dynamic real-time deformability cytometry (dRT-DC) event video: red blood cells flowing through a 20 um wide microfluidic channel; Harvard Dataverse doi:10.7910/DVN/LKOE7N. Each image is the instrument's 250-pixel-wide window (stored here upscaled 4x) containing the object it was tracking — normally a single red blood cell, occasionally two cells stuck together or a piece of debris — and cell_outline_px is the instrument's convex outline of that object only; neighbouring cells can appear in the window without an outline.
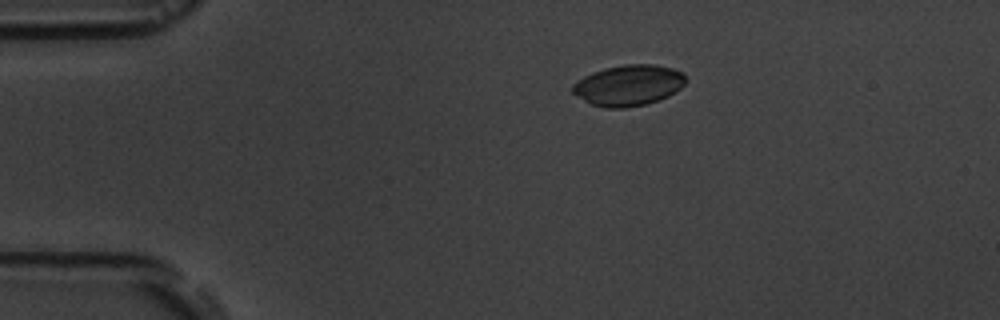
{"species": "common noctule bat (a hibernating species)", "species_latin": "Nyctalus noctula", "temperature_condition": "room temperature", "stored_images_in_passage": 6, "camera_frame_rate_fps": 3000, "um_per_image_px": 0.085, "animal": {"sex": "male", "body_mass_g": 19.5, "forearm_length_mm": 54.6}, "frame": {"image": 1, "passage_image": 3, "time_ms": 2.333, "image_size_px": [1000, 320], "cell_outline_px": [[684, 84], [680, 88], [668, 96], [644, 104], [624, 108], [604, 108], [592, 104], [576, 96], [572, 92], [572, 84], [576, 80], [592, 72], [604, 68], [624, 64], [652, 64], [672, 68], [684, 72]], "centroid_in_image_um": [53.38, 7.24], "position_along_channel_um": 31.6, "area_um2": 26.88}}
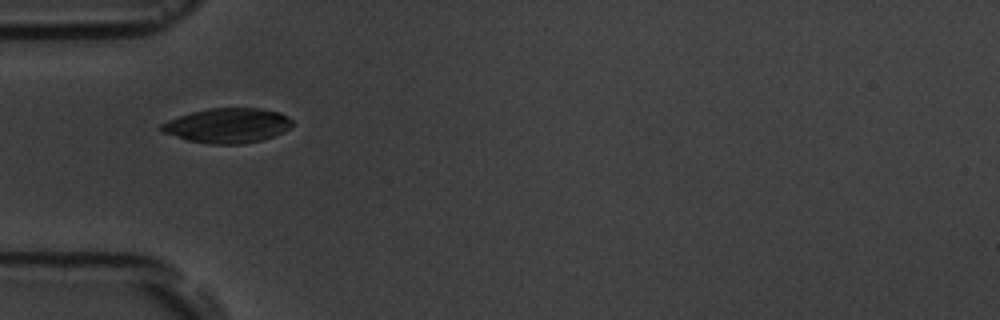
{"frame": {"image": 2, "passage_image": 5, "time_ms": 4.667, "image_size_px": [1000, 320], "cell_outline_px": [[292, 124], [284, 132], [264, 140], [244, 144], [208, 144], [188, 140], [160, 132], [160, 124], [168, 120], [192, 112], [208, 108], [260, 108], [280, 112], [288, 116], [292, 120]], "centroid_in_image_um": [19.35, 10.67], "position_along_channel_um": 65.7, "area_um2": 26.7}}
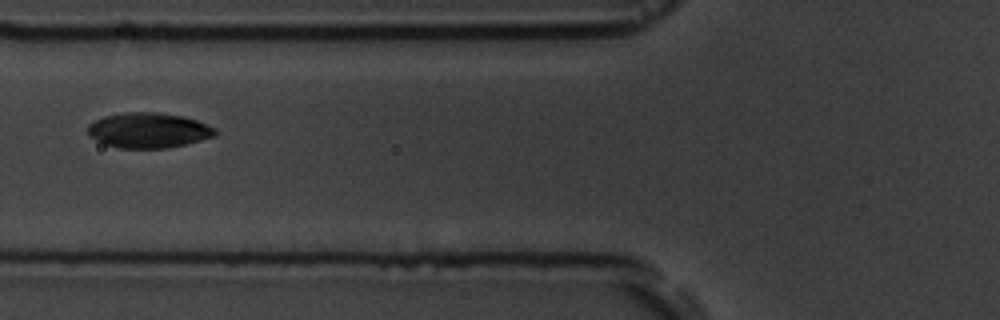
{"frame": {"image": 3, "passage_image": 6, "time_ms": 6.0, "image_size_px": [1000, 320], "cell_outline_px": [[216, 136], [168, 148], [116, 148], [104, 144], [92, 136], [88, 132], [88, 124], [104, 116], [124, 112], [160, 112], [184, 116], [196, 120], [216, 128]], "centroid_in_image_um": [12.63, 11.07], "position_along_channel_um": 113.2, "area_um2": 26.13}}